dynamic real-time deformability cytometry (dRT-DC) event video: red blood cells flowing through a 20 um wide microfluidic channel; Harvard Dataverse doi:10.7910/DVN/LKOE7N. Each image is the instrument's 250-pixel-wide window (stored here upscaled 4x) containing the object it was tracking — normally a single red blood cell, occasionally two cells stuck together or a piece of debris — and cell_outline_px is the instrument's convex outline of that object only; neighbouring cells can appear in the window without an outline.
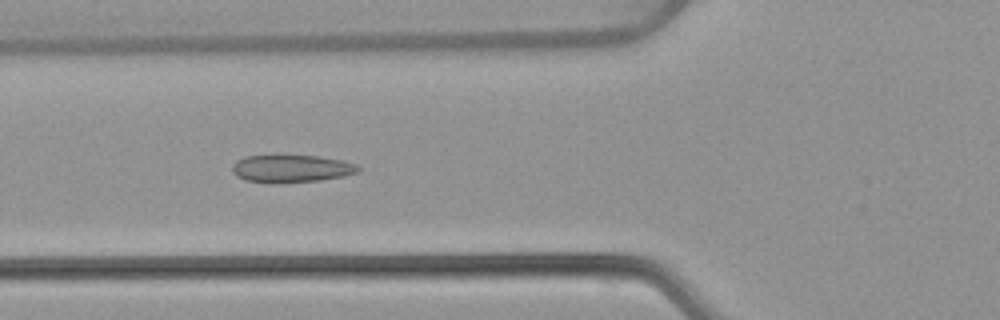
{"species": "common noctule bat (a hibernating species)", "species_latin": "Nyctalus noctula", "temperature_condition": "warm", "stored_images_in_passage": 53, "camera_frame_rate_fps": 3000, "um_per_image_px": 0.085, "animal": {"sex": "female", "body_mass_g": 22.7, "forearm_length_mm": 54.2}, "frame": {"image": 1, "passage_image": 20, "time_ms": 6.333, "image_size_px": [1000, 320], "cell_outline_px": [[360, 172], [344, 176], [320, 180], [272, 184], [244, 180], [236, 176], [232, 172], [232, 164], [236, 160], [244, 156], [316, 156], [340, 160], [356, 164], [360, 168]], "centroid_in_image_um": [24.72, 14.35], "position_along_channel_um": 101.1, "area_um2": 20.35}}
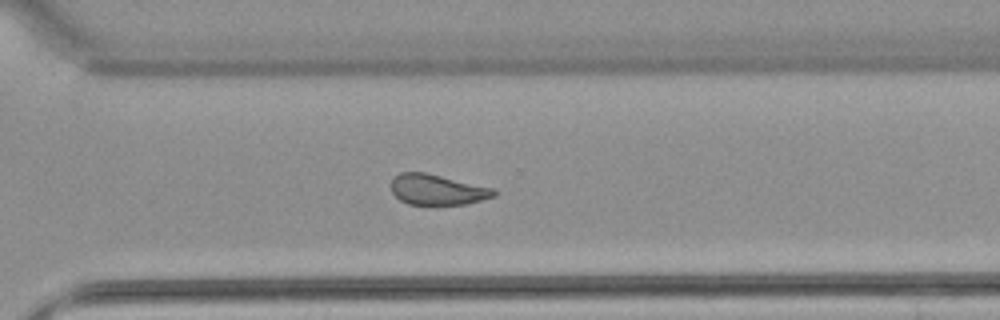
{"frame": {"image": 2, "passage_image": 38, "time_ms": 12.333, "image_size_px": [1000, 320], "cell_outline_px": [[496, 196], [468, 204], [408, 204], [400, 200], [392, 192], [392, 180], [400, 172], [428, 172], [496, 188]], "centroid_in_image_um": [37.23, 16.1], "position_along_channel_um": 333.4, "area_um2": 18.5}}
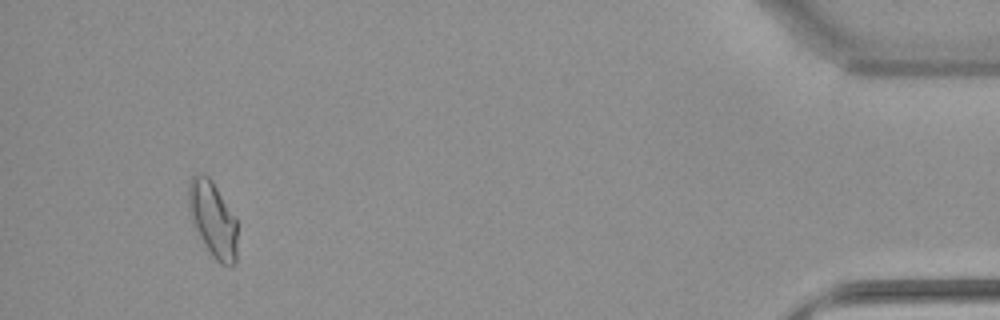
{"frame": {"image": 3, "passage_image": 50, "time_ms": 16.333, "image_size_px": [1000, 320], "cell_outline_px": [[236, 264], [228, 268], [220, 264], [212, 256], [192, 224], [188, 208], [188, 184], [192, 176], [208, 176], [212, 180], [236, 220]], "centroid_in_image_um": [18.08, 18.69], "position_along_channel_um": 417.1, "area_um2": 21.33}, "authors_computed_cell_mechanics": {"area_um2": 20.3456, "velocity_mm_per_s": 3.8806, "shape_relaxation_time_tau1_ms": null, "shape_relaxation_time_tau2_ms": 1.4589, "deformation_change_tau1": null, "deformation_change_tau2": 0.064}}